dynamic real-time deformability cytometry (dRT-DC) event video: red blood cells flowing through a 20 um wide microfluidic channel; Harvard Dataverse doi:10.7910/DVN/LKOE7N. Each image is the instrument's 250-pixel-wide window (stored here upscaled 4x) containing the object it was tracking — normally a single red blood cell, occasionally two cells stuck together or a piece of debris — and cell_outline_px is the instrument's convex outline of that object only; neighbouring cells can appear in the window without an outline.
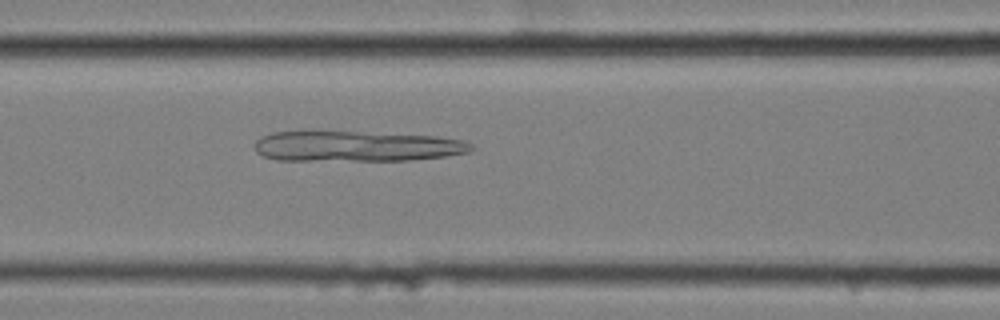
{"species": "common noctule bat (a hibernating species)", "species_latin": "Nyctalus noctula", "temperature_condition": "cold", "stored_images_in_passage": 37, "camera_frame_rate_fps": 3000, "um_per_image_px": 0.085, "animal": {"sex": "female", "body_mass_g": 25.1}, "frame": {"image": 1, "passage_image": 9, "time_ms": 2.667, "image_size_px": [1000, 320], "cell_outline_px": [[476, 148], [468, 152], [444, 156], [408, 160], [276, 160], [264, 156], [256, 152], [256, 140], [260, 136], [272, 132], [304, 128], [320, 128], [436, 136], [464, 140], [472, 144]], "centroid_in_image_um": [30.2, 12.37], "position_along_channel_um": 136.4, "area_um2": 40.23}}
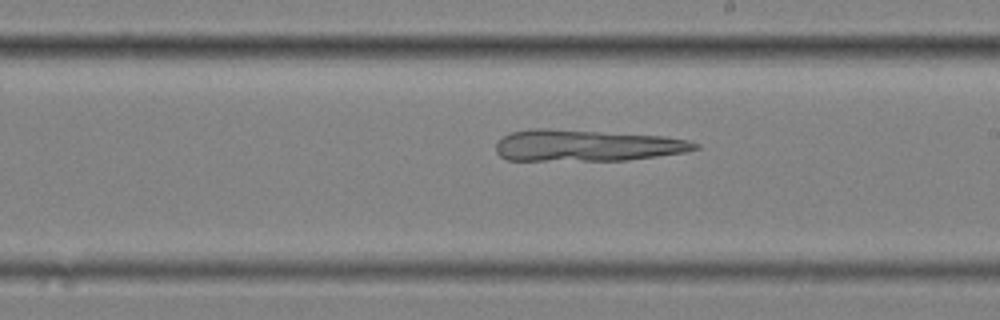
{"frame": {"image": 2, "passage_image": 18, "time_ms": 5.667, "image_size_px": [1000, 320], "cell_outline_px": [[700, 148], [684, 152], [628, 160], [508, 160], [500, 156], [496, 152], [496, 144], [504, 136], [512, 132], [532, 128], [544, 128], [664, 136], [688, 140], [700, 144]], "centroid_in_image_um": [49.87, 12.36], "position_along_channel_um": 239.1, "area_um2": 36.36}}
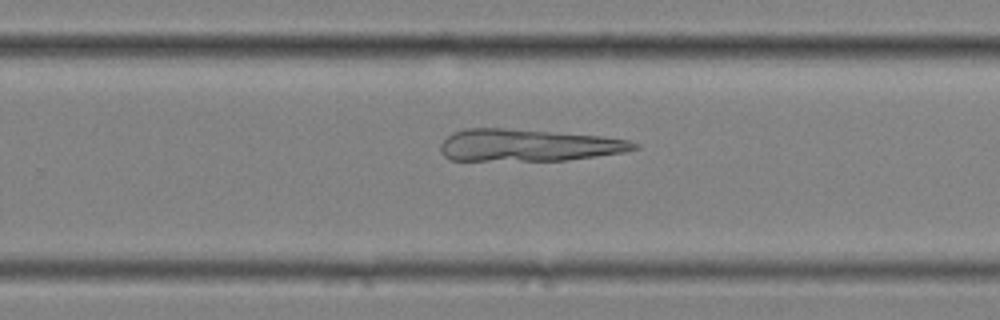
{"frame": {"image": 3, "passage_image": 22, "time_ms": 7.0, "image_size_px": [1000, 320], "cell_outline_px": [[640, 148], [624, 152], [568, 160], [452, 160], [444, 156], [440, 152], [440, 144], [452, 132], [468, 128], [504, 128], [600, 136], [628, 140], [640, 144]], "centroid_in_image_um": [44.89, 12.34], "position_along_channel_um": 284.9, "area_um2": 36.07}}